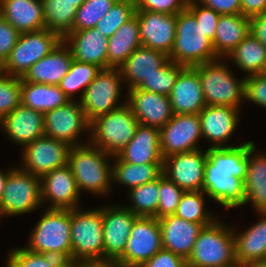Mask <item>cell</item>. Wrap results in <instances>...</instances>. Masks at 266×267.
<instances>
[{"instance_id":"cell-23","label":"cell","mask_w":266,"mask_h":267,"mask_svg":"<svg viewBox=\"0 0 266 267\" xmlns=\"http://www.w3.org/2000/svg\"><path fill=\"white\" fill-rule=\"evenodd\" d=\"M1 130L15 144L25 145L45 136L44 114L22 104L0 121Z\"/></svg>"},{"instance_id":"cell-8","label":"cell","mask_w":266,"mask_h":267,"mask_svg":"<svg viewBox=\"0 0 266 267\" xmlns=\"http://www.w3.org/2000/svg\"><path fill=\"white\" fill-rule=\"evenodd\" d=\"M72 262H104L102 207L71 209Z\"/></svg>"},{"instance_id":"cell-41","label":"cell","mask_w":266,"mask_h":267,"mask_svg":"<svg viewBox=\"0 0 266 267\" xmlns=\"http://www.w3.org/2000/svg\"><path fill=\"white\" fill-rule=\"evenodd\" d=\"M6 267H67L64 259L42 253L29 251L25 247L9 250Z\"/></svg>"},{"instance_id":"cell-11","label":"cell","mask_w":266,"mask_h":267,"mask_svg":"<svg viewBox=\"0 0 266 267\" xmlns=\"http://www.w3.org/2000/svg\"><path fill=\"white\" fill-rule=\"evenodd\" d=\"M122 83L119 68L109 67L98 72L80 99V105L89 121L123 105L119 103Z\"/></svg>"},{"instance_id":"cell-16","label":"cell","mask_w":266,"mask_h":267,"mask_svg":"<svg viewBox=\"0 0 266 267\" xmlns=\"http://www.w3.org/2000/svg\"><path fill=\"white\" fill-rule=\"evenodd\" d=\"M137 217L125 205L102 206L104 262L115 263L124 254Z\"/></svg>"},{"instance_id":"cell-58","label":"cell","mask_w":266,"mask_h":267,"mask_svg":"<svg viewBox=\"0 0 266 267\" xmlns=\"http://www.w3.org/2000/svg\"><path fill=\"white\" fill-rule=\"evenodd\" d=\"M230 267H241V265L236 264L235 266H230Z\"/></svg>"},{"instance_id":"cell-37","label":"cell","mask_w":266,"mask_h":267,"mask_svg":"<svg viewBox=\"0 0 266 267\" xmlns=\"http://www.w3.org/2000/svg\"><path fill=\"white\" fill-rule=\"evenodd\" d=\"M112 164V183L126 185L128 189L154 181L162 174L163 163L132 164L114 156Z\"/></svg>"},{"instance_id":"cell-12","label":"cell","mask_w":266,"mask_h":267,"mask_svg":"<svg viewBox=\"0 0 266 267\" xmlns=\"http://www.w3.org/2000/svg\"><path fill=\"white\" fill-rule=\"evenodd\" d=\"M162 249L159 220L138 216L132 225L124 254L114 264L117 267H140Z\"/></svg>"},{"instance_id":"cell-30","label":"cell","mask_w":266,"mask_h":267,"mask_svg":"<svg viewBox=\"0 0 266 267\" xmlns=\"http://www.w3.org/2000/svg\"><path fill=\"white\" fill-rule=\"evenodd\" d=\"M244 190L245 204L251 203L257 213L266 212V154L256 153L255 144L248 150Z\"/></svg>"},{"instance_id":"cell-33","label":"cell","mask_w":266,"mask_h":267,"mask_svg":"<svg viewBox=\"0 0 266 267\" xmlns=\"http://www.w3.org/2000/svg\"><path fill=\"white\" fill-rule=\"evenodd\" d=\"M141 46L139 21L135 14L108 38L107 68H119Z\"/></svg>"},{"instance_id":"cell-3","label":"cell","mask_w":266,"mask_h":267,"mask_svg":"<svg viewBox=\"0 0 266 267\" xmlns=\"http://www.w3.org/2000/svg\"><path fill=\"white\" fill-rule=\"evenodd\" d=\"M109 156L90 143L71 147L68 165L80 194L82 191L100 196L109 194L113 185L112 165L107 160Z\"/></svg>"},{"instance_id":"cell-50","label":"cell","mask_w":266,"mask_h":267,"mask_svg":"<svg viewBox=\"0 0 266 267\" xmlns=\"http://www.w3.org/2000/svg\"><path fill=\"white\" fill-rule=\"evenodd\" d=\"M20 33L0 15V66L9 57Z\"/></svg>"},{"instance_id":"cell-51","label":"cell","mask_w":266,"mask_h":267,"mask_svg":"<svg viewBox=\"0 0 266 267\" xmlns=\"http://www.w3.org/2000/svg\"><path fill=\"white\" fill-rule=\"evenodd\" d=\"M140 267H187L186 261L172 253L162 249L145 261Z\"/></svg>"},{"instance_id":"cell-43","label":"cell","mask_w":266,"mask_h":267,"mask_svg":"<svg viewBox=\"0 0 266 267\" xmlns=\"http://www.w3.org/2000/svg\"><path fill=\"white\" fill-rule=\"evenodd\" d=\"M135 11V0H117L107 14L97 22L96 28L109 38L135 15Z\"/></svg>"},{"instance_id":"cell-47","label":"cell","mask_w":266,"mask_h":267,"mask_svg":"<svg viewBox=\"0 0 266 267\" xmlns=\"http://www.w3.org/2000/svg\"><path fill=\"white\" fill-rule=\"evenodd\" d=\"M187 9L195 16L204 34L213 42L220 14L197 0H188Z\"/></svg>"},{"instance_id":"cell-5","label":"cell","mask_w":266,"mask_h":267,"mask_svg":"<svg viewBox=\"0 0 266 267\" xmlns=\"http://www.w3.org/2000/svg\"><path fill=\"white\" fill-rule=\"evenodd\" d=\"M236 264L232 228L217 219L199 232L186 261L187 267H230Z\"/></svg>"},{"instance_id":"cell-15","label":"cell","mask_w":266,"mask_h":267,"mask_svg":"<svg viewBox=\"0 0 266 267\" xmlns=\"http://www.w3.org/2000/svg\"><path fill=\"white\" fill-rule=\"evenodd\" d=\"M202 139L199 114H174L160 129V152L162 158L173 154L201 149Z\"/></svg>"},{"instance_id":"cell-20","label":"cell","mask_w":266,"mask_h":267,"mask_svg":"<svg viewBox=\"0 0 266 267\" xmlns=\"http://www.w3.org/2000/svg\"><path fill=\"white\" fill-rule=\"evenodd\" d=\"M127 91L125 101L139 124L160 130L173 117L169 96L138 88Z\"/></svg>"},{"instance_id":"cell-42","label":"cell","mask_w":266,"mask_h":267,"mask_svg":"<svg viewBox=\"0 0 266 267\" xmlns=\"http://www.w3.org/2000/svg\"><path fill=\"white\" fill-rule=\"evenodd\" d=\"M185 66L168 60L152 76L145 79L137 88L169 96L179 73Z\"/></svg>"},{"instance_id":"cell-1","label":"cell","mask_w":266,"mask_h":267,"mask_svg":"<svg viewBox=\"0 0 266 267\" xmlns=\"http://www.w3.org/2000/svg\"><path fill=\"white\" fill-rule=\"evenodd\" d=\"M254 144L248 141L234 147L207 148L202 191L225 209L245 205L248 150Z\"/></svg>"},{"instance_id":"cell-18","label":"cell","mask_w":266,"mask_h":267,"mask_svg":"<svg viewBox=\"0 0 266 267\" xmlns=\"http://www.w3.org/2000/svg\"><path fill=\"white\" fill-rule=\"evenodd\" d=\"M142 46L170 56L176 36V15L136 10Z\"/></svg>"},{"instance_id":"cell-17","label":"cell","mask_w":266,"mask_h":267,"mask_svg":"<svg viewBox=\"0 0 266 267\" xmlns=\"http://www.w3.org/2000/svg\"><path fill=\"white\" fill-rule=\"evenodd\" d=\"M207 150L170 155L163 159L162 174L184 191H202Z\"/></svg>"},{"instance_id":"cell-40","label":"cell","mask_w":266,"mask_h":267,"mask_svg":"<svg viewBox=\"0 0 266 267\" xmlns=\"http://www.w3.org/2000/svg\"><path fill=\"white\" fill-rule=\"evenodd\" d=\"M204 191H185L175 215L192 223H213L217 218L205 208Z\"/></svg>"},{"instance_id":"cell-14","label":"cell","mask_w":266,"mask_h":267,"mask_svg":"<svg viewBox=\"0 0 266 267\" xmlns=\"http://www.w3.org/2000/svg\"><path fill=\"white\" fill-rule=\"evenodd\" d=\"M71 146L47 136L25 145L21 153V169L37 177L68 164Z\"/></svg>"},{"instance_id":"cell-45","label":"cell","mask_w":266,"mask_h":267,"mask_svg":"<svg viewBox=\"0 0 266 267\" xmlns=\"http://www.w3.org/2000/svg\"><path fill=\"white\" fill-rule=\"evenodd\" d=\"M21 104V78L0 72V121Z\"/></svg>"},{"instance_id":"cell-32","label":"cell","mask_w":266,"mask_h":267,"mask_svg":"<svg viewBox=\"0 0 266 267\" xmlns=\"http://www.w3.org/2000/svg\"><path fill=\"white\" fill-rule=\"evenodd\" d=\"M249 33L250 18L241 13L220 15L212 42L216 56L226 58Z\"/></svg>"},{"instance_id":"cell-19","label":"cell","mask_w":266,"mask_h":267,"mask_svg":"<svg viewBox=\"0 0 266 267\" xmlns=\"http://www.w3.org/2000/svg\"><path fill=\"white\" fill-rule=\"evenodd\" d=\"M40 180L41 203L48 200L50 205L47 208H79L81 194L68 164L43 175Z\"/></svg>"},{"instance_id":"cell-55","label":"cell","mask_w":266,"mask_h":267,"mask_svg":"<svg viewBox=\"0 0 266 267\" xmlns=\"http://www.w3.org/2000/svg\"><path fill=\"white\" fill-rule=\"evenodd\" d=\"M67 267H117L111 262H71Z\"/></svg>"},{"instance_id":"cell-31","label":"cell","mask_w":266,"mask_h":267,"mask_svg":"<svg viewBox=\"0 0 266 267\" xmlns=\"http://www.w3.org/2000/svg\"><path fill=\"white\" fill-rule=\"evenodd\" d=\"M261 221L238 233L232 229L235 255L239 265L266 260V212H258ZM263 217V218H262Z\"/></svg>"},{"instance_id":"cell-53","label":"cell","mask_w":266,"mask_h":267,"mask_svg":"<svg viewBox=\"0 0 266 267\" xmlns=\"http://www.w3.org/2000/svg\"><path fill=\"white\" fill-rule=\"evenodd\" d=\"M250 32L266 47V12L250 18Z\"/></svg>"},{"instance_id":"cell-7","label":"cell","mask_w":266,"mask_h":267,"mask_svg":"<svg viewBox=\"0 0 266 267\" xmlns=\"http://www.w3.org/2000/svg\"><path fill=\"white\" fill-rule=\"evenodd\" d=\"M139 122L126 102L119 108L90 121L89 143L117 156L132 140Z\"/></svg>"},{"instance_id":"cell-6","label":"cell","mask_w":266,"mask_h":267,"mask_svg":"<svg viewBox=\"0 0 266 267\" xmlns=\"http://www.w3.org/2000/svg\"><path fill=\"white\" fill-rule=\"evenodd\" d=\"M218 58L194 66L198 72L204 100L208 106H231L240 109L244 102L245 76L236 79L227 63Z\"/></svg>"},{"instance_id":"cell-34","label":"cell","mask_w":266,"mask_h":267,"mask_svg":"<svg viewBox=\"0 0 266 267\" xmlns=\"http://www.w3.org/2000/svg\"><path fill=\"white\" fill-rule=\"evenodd\" d=\"M68 101L59 85L31 83L21 78V104L25 107L45 114Z\"/></svg>"},{"instance_id":"cell-21","label":"cell","mask_w":266,"mask_h":267,"mask_svg":"<svg viewBox=\"0 0 266 267\" xmlns=\"http://www.w3.org/2000/svg\"><path fill=\"white\" fill-rule=\"evenodd\" d=\"M238 108L231 106H208L199 113L201 134L212 145L209 148H228L227 144L239 123ZM226 143V144H225Z\"/></svg>"},{"instance_id":"cell-39","label":"cell","mask_w":266,"mask_h":267,"mask_svg":"<svg viewBox=\"0 0 266 267\" xmlns=\"http://www.w3.org/2000/svg\"><path fill=\"white\" fill-rule=\"evenodd\" d=\"M128 196L132 205H127V209L137 216L157 218L159 177L154 181L130 189L128 191Z\"/></svg>"},{"instance_id":"cell-38","label":"cell","mask_w":266,"mask_h":267,"mask_svg":"<svg viewBox=\"0 0 266 267\" xmlns=\"http://www.w3.org/2000/svg\"><path fill=\"white\" fill-rule=\"evenodd\" d=\"M100 70L101 68L97 65L83 63L73 59L68 73L61 79L59 87L69 100H75V94L82 89L79 96L80 100L84 91L91 84Z\"/></svg>"},{"instance_id":"cell-4","label":"cell","mask_w":266,"mask_h":267,"mask_svg":"<svg viewBox=\"0 0 266 267\" xmlns=\"http://www.w3.org/2000/svg\"><path fill=\"white\" fill-rule=\"evenodd\" d=\"M204 33L187 8L176 14V36L169 60L194 67L218 59L212 41Z\"/></svg>"},{"instance_id":"cell-26","label":"cell","mask_w":266,"mask_h":267,"mask_svg":"<svg viewBox=\"0 0 266 267\" xmlns=\"http://www.w3.org/2000/svg\"><path fill=\"white\" fill-rule=\"evenodd\" d=\"M72 60L70 49L62 41L50 54L30 67L22 79L31 83L59 85L68 73Z\"/></svg>"},{"instance_id":"cell-56","label":"cell","mask_w":266,"mask_h":267,"mask_svg":"<svg viewBox=\"0 0 266 267\" xmlns=\"http://www.w3.org/2000/svg\"><path fill=\"white\" fill-rule=\"evenodd\" d=\"M11 172V169L6 170L5 172L0 170V199L2 197L4 188H5V184H6V180H7V175Z\"/></svg>"},{"instance_id":"cell-2","label":"cell","mask_w":266,"mask_h":267,"mask_svg":"<svg viewBox=\"0 0 266 267\" xmlns=\"http://www.w3.org/2000/svg\"><path fill=\"white\" fill-rule=\"evenodd\" d=\"M71 209L47 208L34 226L27 246L29 251L54 255L72 262Z\"/></svg>"},{"instance_id":"cell-44","label":"cell","mask_w":266,"mask_h":267,"mask_svg":"<svg viewBox=\"0 0 266 267\" xmlns=\"http://www.w3.org/2000/svg\"><path fill=\"white\" fill-rule=\"evenodd\" d=\"M117 0H85L77 9L73 31L96 27L97 22L107 14Z\"/></svg>"},{"instance_id":"cell-13","label":"cell","mask_w":266,"mask_h":267,"mask_svg":"<svg viewBox=\"0 0 266 267\" xmlns=\"http://www.w3.org/2000/svg\"><path fill=\"white\" fill-rule=\"evenodd\" d=\"M45 136L64 141L71 147L83 145L79 136L90 131V121L80 105V101L70 100L65 105L44 114Z\"/></svg>"},{"instance_id":"cell-28","label":"cell","mask_w":266,"mask_h":267,"mask_svg":"<svg viewBox=\"0 0 266 267\" xmlns=\"http://www.w3.org/2000/svg\"><path fill=\"white\" fill-rule=\"evenodd\" d=\"M168 60L169 56L162 52L144 46L137 48L119 67L123 83H127L128 90L137 88Z\"/></svg>"},{"instance_id":"cell-52","label":"cell","mask_w":266,"mask_h":267,"mask_svg":"<svg viewBox=\"0 0 266 267\" xmlns=\"http://www.w3.org/2000/svg\"><path fill=\"white\" fill-rule=\"evenodd\" d=\"M220 15L241 13V0H197Z\"/></svg>"},{"instance_id":"cell-29","label":"cell","mask_w":266,"mask_h":267,"mask_svg":"<svg viewBox=\"0 0 266 267\" xmlns=\"http://www.w3.org/2000/svg\"><path fill=\"white\" fill-rule=\"evenodd\" d=\"M0 15L19 33L45 29L42 0H0Z\"/></svg>"},{"instance_id":"cell-54","label":"cell","mask_w":266,"mask_h":267,"mask_svg":"<svg viewBox=\"0 0 266 267\" xmlns=\"http://www.w3.org/2000/svg\"><path fill=\"white\" fill-rule=\"evenodd\" d=\"M266 12V0H241V14L248 18Z\"/></svg>"},{"instance_id":"cell-9","label":"cell","mask_w":266,"mask_h":267,"mask_svg":"<svg viewBox=\"0 0 266 267\" xmlns=\"http://www.w3.org/2000/svg\"><path fill=\"white\" fill-rule=\"evenodd\" d=\"M63 39L48 29L20 33L9 57L0 66L5 75L22 78L41 58L50 54Z\"/></svg>"},{"instance_id":"cell-22","label":"cell","mask_w":266,"mask_h":267,"mask_svg":"<svg viewBox=\"0 0 266 267\" xmlns=\"http://www.w3.org/2000/svg\"><path fill=\"white\" fill-rule=\"evenodd\" d=\"M163 249L185 261L189 258L199 232L212 223H192L181 217L168 215L158 219Z\"/></svg>"},{"instance_id":"cell-36","label":"cell","mask_w":266,"mask_h":267,"mask_svg":"<svg viewBox=\"0 0 266 267\" xmlns=\"http://www.w3.org/2000/svg\"><path fill=\"white\" fill-rule=\"evenodd\" d=\"M226 58L247 76L266 73V47L250 32Z\"/></svg>"},{"instance_id":"cell-49","label":"cell","mask_w":266,"mask_h":267,"mask_svg":"<svg viewBox=\"0 0 266 267\" xmlns=\"http://www.w3.org/2000/svg\"><path fill=\"white\" fill-rule=\"evenodd\" d=\"M244 100L266 108V73L245 76Z\"/></svg>"},{"instance_id":"cell-10","label":"cell","mask_w":266,"mask_h":267,"mask_svg":"<svg viewBox=\"0 0 266 267\" xmlns=\"http://www.w3.org/2000/svg\"><path fill=\"white\" fill-rule=\"evenodd\" d=\"M41 180L21 168H11L0 199V217L30 213L41 208Z\"/></svg>"},{"instance_id":"cell-46","label":"cell","mask_w":266,"mask_h":267,"mask_svg":"<svg viewBox=\"0 0 266 267\" xmlns=\"http://www.w3.org/2000/svg\"><path fill=\"white\" fill-rule=\"evenodd\" d=\"M185 191L163 174L159 176V202L157 219L175 214L181 196Z\"/></svg>"},{"instance_id":"cell-57","label":"cell","mask_w":266,"mask_h":267,"mask_svg":"<svg viewBox=\"0 0 266 267\" xmlns=\"http://www.w3.org/2000/svg\"><path fill=\"white\" fill-rule=\"evenodd\" d=\"M241 267H266V260L247 262L241 265Z\"/></svg>"},{"instance_id":"cell-25","label":"cell","mask_w":266,"mask_h":267,"mask_svg":"<svg viewBox=\"0 0 266 267\" xmlns=\"http://www.w3.org/2000/svg\"><path fill=\"white\" fill-rule=\"evenodd\" d=\"M74 60L107 68L108 37L102 35L96 27L73 31L63 38Z\"/></svg>"},{"instance_id":"cell-27","label":"cell","mask_w":266,"mask_h":267,"mask_svg":"<svg viewBox=\"0 0 266 267\" xmlns=\"http://www.w3.org/2000/svg\"><path fill=\"white\" fill-rule=\"evenodd\" d=\"M132 164L163 163L160 152V130L138 124L132 140L117 155Z\"/></svg>"},{"instance_id":"cell-35","label":"cell","mask_w":266,"mask_h":267,"mask_svg":"<svg viewBox=\"0 0 266 267\" xmlns=\"http://www.w3.org/2000/svg\"><path fill=\"white\" fill-rule=\"evenodd\" d=\"M85 0H42L45 28L62 39L72 32L77 9Z\"/></svg>"},{"instance_id":"cell-48","label":"cell","mask_w":266,"mask_h":267,"mask_svg":"<svg viewBox=\"0 0 266 267\" xmlns=\"http://www.w3.org/2000/svg\"><path fill=\"white\" fill-rule=\"evenodd\" d=\"M188 0H135V10L176 15L187 8Z\"/></svg>"},{"instance_id":"cell-24","label":"cell","mask_w":266,"mask_h":267,"mask_svg":"<svg viewBox=\"0 0 266 267\" xmlns=\"http://www.w3.org/2000/svg\"><path fill=\"white\" fill-rule=\"evenodd\" d=\"M169 99L173 114H199L206 102L198 72L185 67L178 75Z\"/></svg>"}]
</instances>
